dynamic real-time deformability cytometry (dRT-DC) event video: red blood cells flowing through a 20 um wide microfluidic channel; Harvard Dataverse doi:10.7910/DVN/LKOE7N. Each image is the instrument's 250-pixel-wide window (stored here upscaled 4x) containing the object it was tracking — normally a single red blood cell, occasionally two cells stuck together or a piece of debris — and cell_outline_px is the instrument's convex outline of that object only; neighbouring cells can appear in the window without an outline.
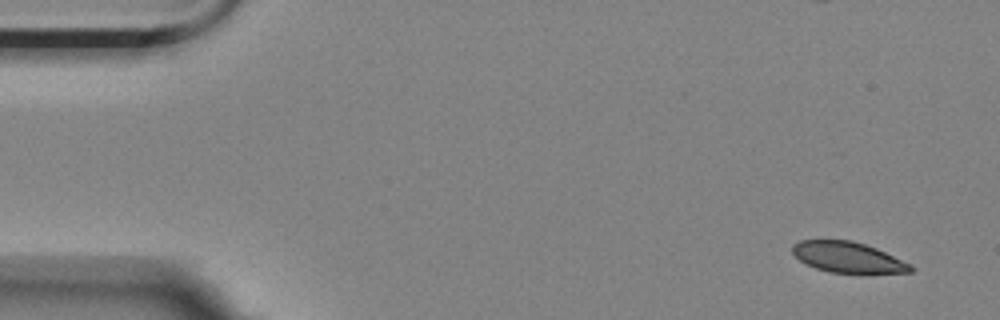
{"species": "Egyptian fruit bat (a non-hibernating species)", "species_latin": "Rousettus aegyptiacus", "temperature_condition": "room temperature", "stored_images_in_passage": 55, "camera_frame_rate_fps": 3000, "um_per_image_px": 0.085, "animal": {"sex": "female"}, "frame": {"image": 1, "passage_image": 1, "time_ms": 0.0, "image_size_px": [1000, 320], "cell_outline_px": [[916, 268], [912, 272], [828, 272], [816, 268], [800, 260], [792, 252], [792, 244], [800, 240], [852, 240], [876, 248], [912, 264]], "centroid_in_image_um": [72.07, 21.85], "position_along_channel_um": 12.9, "area_um2": 20.87}}
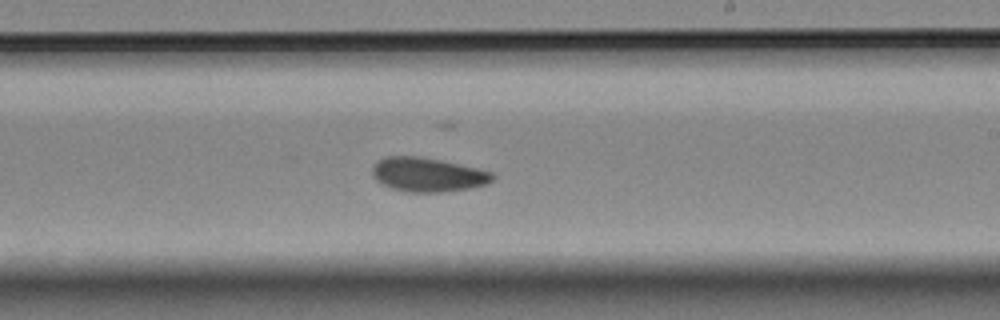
{"frame": {"image": 2, "passage_image": 31, "time_ms": 10.0, "image_size_px": [1000, 320], "cell_outline_px": [[496, 176], [488, 184], [468, 188], [440, 192], [408, 192], [392, 188], [380, 184], [372, 176], [372, 168], [376, 160], [384, 156], [420, 156], [440, 160], [476, 168], [492, 172]], "centroid_in_image_um": [36.31, 14.84], "position_along_channel_um": 252.7, "area_um2": 23.99}}
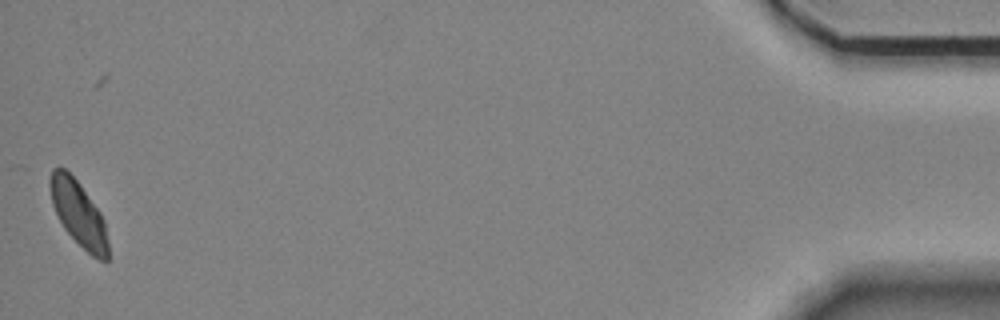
{"frame": {"image": 3, "passage_image": 54, "time_ms": 17.667, "image_size_px": [1000, 320], "cell_outline_px": [[108, 260], [100, 260], [92, 256], [64, 228], [52, 204], [48, 184], [52, 168], [64, 168], [80, 184], [100, 212], [104, 220], [108, 240]], "centroid_in_image_um": [6.67, 18.14], "position_along_channel_um": 428.5, "area_um2": 21.73}, "authors_computed_cell_mechanics": {"area_um2": 23.2934, "velocity_mm_per_s": 3.4852, "shape_relaxation_time_tau1_ms": null, "shape_relaxation_time_tau2_ms": 6.4576, "deformation_change_tau1": null, "deformation_change_tau2": 0.0656}}